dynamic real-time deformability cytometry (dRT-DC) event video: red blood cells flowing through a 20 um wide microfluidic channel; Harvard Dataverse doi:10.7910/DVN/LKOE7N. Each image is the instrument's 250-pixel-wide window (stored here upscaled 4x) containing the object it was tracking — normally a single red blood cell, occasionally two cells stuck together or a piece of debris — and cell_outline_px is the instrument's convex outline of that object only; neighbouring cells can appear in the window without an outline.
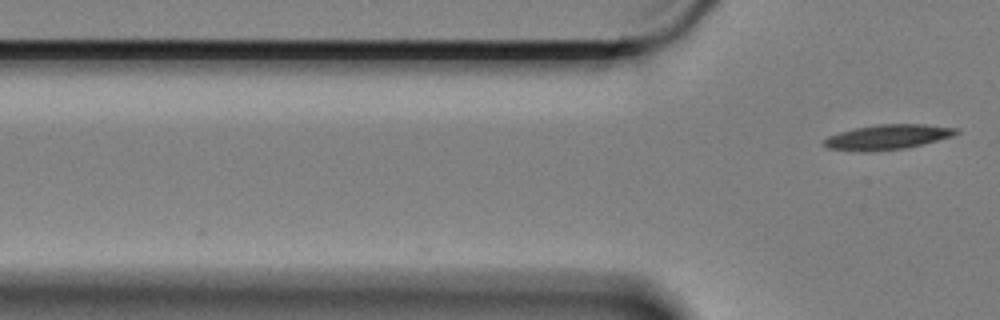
{"species": "Egyptian fruit bat (a non-hibernating species)", "species_latin": "Rousettus aegyptiacus", "temperature_condition": "cold", "stored_images_in_passage": 3, "camera_frame_rate_fps": 3000, "um_per_image_px": 0.085, "animal": {"sex": "female"}, "frame": {"image": 1, "passage_image": 3, "time_ms": 0.667, "image_size_px": [1000, 320], "cell_outline_px": [[960, 132], [952, 136], [908, 148], [864, 152], [828, 148], [824, 144], [824, 140], [828, 136], [840, 132], [856, 128], [876, 124], [928, 124], [960, 128]], "centroid_in_image_um": [75.5, 11.64], "position_along_channel_um": 50.3, "area_um2": 19.25}}